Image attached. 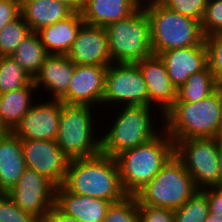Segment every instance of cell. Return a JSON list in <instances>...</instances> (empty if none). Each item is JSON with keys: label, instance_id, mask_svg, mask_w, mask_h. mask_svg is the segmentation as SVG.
<instances>
[{"label": "cell", "instance_id": "60d3db41", "mask_svg": "<svg viewBox=\"0 0 222 222\" xmlns=\"http://www.w3.org/2000/svg\"><path fill=\"white\" fill-rule=\"evenodd\" d=\"M168 0H141V5H164Z\"/></svg>", "mask_w": 222, "mask_h": 222}, {"label": "cell", "instance_id": "4fadbf2b", "mask_svg": "<svg viewBox=\"0 0 222 222\" xmlns=\"http://www.w3.org/2000/svg\"><path fill=\"white\" fill-rule=\"evenodd\" d=\"M106 71L107 67L97 65H75L68 90L59 100L65 104L96 107L101 111Z\"/></svg>", "mask_w": 222, "mask_h": 222}, {"label": "cell", "instance_id": "52a82bcc", "mask_svg": "<svg viewBox=\"0 0 222 222\" xmlns=\"http://www.w3.org/2000/svg\"><path fill=\"white\" fill-rule=\"evenodd\" d=\"M112 63H137L153 53L149 17L141 5L127 18L105 27Z\"/></svg>", "mask_w": 222, "mask_h": 222}, {"label": "cell", "instance_id": "7bdbcfd3", "mask_svg": "<svg viewBox=\"0 0 222 222\" xmlns=\"http://www.w3.org/2000/svg\"><path fill=\"white\" fill-rule=\"evenodd\" d=\"M10 130L7 128V126L2 122L0 117V138L6 136Z\"/></svg>", "mask_w": 222, "mask_h": 222}, {"label": "cell", "instance_id": "ffe728a7", "mask_svg": "<svg viewBox=\"0 0 222 222\" xmlns=\"http://www.w3.org/2000/svg\"><path fill=\"white\" fill-rule=\"evenodd\" d=\"M141 6V0H84L81 16L86 24L107 27L127 18Z\"/></svg>", "mask_w": 222, "mask_h": 222}, {"label": "cell", "instance_id": "8fae6325", "mask_svg": "<svg viewBox=\"0 0 222 222\" xmlns=\"http://www.w3.org/2000/svg\"><path fill=\"white\" fill-rule=\"evenodd\" d=\"M6 193L21 210L43 222L55 205L56 185L46 176L26 168Z\"/></svg>", "mask_w": 222, "mask_h": 222}, {"label": "cell", "instance_id": "1f68e13d", "mask_svg": "<svg viewBox=\"0 0 222 222\" xmlns=\"http://www.w3.org/2000/svg\"><path fill=\"white\" fill-rule=\"evenodd\" d=\"M0 222H40L35 216L21 210L5 192H0Z\"/></svg>", "mask_w": 222, "mask_h": 222}, {"label": "cell", "instance_id": "f35d334b", "mask_svg": "<svg viewBox=\"0 0 222 222\" xmlns=\"http://www.w3.org/2000/svg\"><path fill=\"white\" fill-rule=\"evenodd\" d=\"M67 7H69L73 12H81L84 0H56Z\"/></svg>", "mask_w": 222, "mask_h": 222}, {"label": "cell", "instance_id": "d6a6232c", "mask_svg": "<svg viewBox=\"0 0 222 222\" xmlns=\"http://www.w3.org/2000/svg\"><path fill=\"white\" fill-rule=\"evenodd\" d=\"M201 27L205 37L222 33V0H208Z\"/></svg>", "mask_w": 222, "mask_h": 222}, {"label": "cell", "instance_id": "d6986e66", "mask_svg": "<svg viewBox=\"0 0 222 222\" xmlns=\"http://www.w3.org/2000/svg\"><path fill=\"white\" fill-rule=\"evenodd\" d=\"M111 204L101 198L75 194L63 185L56 186L55 206L80 222H102Z\"/></svg>", "mask_w": 222, "mask_h": 222}, {"label": "cell", "instance_id": "277c9868", "mask_svg": "<svg viewBox=\"0 0 222 222\" xmlns=\"http://www.w3.org/2000/svg\"><path fill=\"white\" fill-rule=\"evenodd\" d=\"M174 155V141L164 129L148 142L118 154L115 158L125 193L135 196Z\"/></svg>", "mask_w": 222, "mask_h": 222}, {"label": "cell", "instance_id": "4316f807", "mask_svg": "<svg viewBox=\"0 0 222 222\" xmlns=\"http://www.w3.org/2000/svg\"><path fill=\"white\" fill-rule=\"evenodd\" d=\"M32 81L12 56H0V94L26 87Z\"/></svg>", "mask_w": 222, "mask_h": 222}, {"label": "cell", "instance_id": "3957f363", "mask_svg": "<svg viewBox=\"0 0 222 222\" xmlns=\"http://www.w3.org/2000/svg\"><path fill=\"white\" fill-rule=\"evenodd\" d=\"M163 119V129L174 142L216 138L222 124V91L218 87L199 102L175 101Z\"/></svg>", "mask_w": 222, "mask_h": 222}, {"label": "cell", "instance_id": "30bf717a", "mask_svg": "<svg viewBox=\"0 0 222 222\" xmlns=\"http://www.w3.org/2000/svg\"><path fill=\"white\" fill-rule=\"evenodd\" d=\"M175 156L192 176L198 190L218 187L219 162L216 138L177 140Z\"/></svg>", "mask_w": 222, "mask_h": 222}, {"label": "cell", "instance_id": "7402d4cb", "mask_svg": "<svg viewBox=\"0 0 222 222\" xmlns=\"http://www.w3.org/2000/svg\"><path fill=\"white\" fill-rule=\"evenodd\" d=\"M26 168L21 140L10 131L0 138V192L12 188Z\"/></svg>", "mask_w": 222, "mask_h": 222}, {"label": "cell", "instance_id": "74e56055", "mask_svg": "<svg viewBox=\"0 0 222 222\" xmlns=\"http://www.w3.org/2000/svg\"><path fill=\"white\" fill-rule=\"evenodd\" d=\"M43 222H80L73 217L65 215L55 205L48 212Z\"/></svg>", "mask_w": 222, "mask_h": 222}, {"label": "cell", "instance_id": "f546056e", "mask_svg": "<svg viewBox=\"0 0 222 222\" xmlns=\"http://www.w3.org/2000/svg\"><path fill=\"white\" fill-rule=\"evenodd\" d=\"M102 222H139V202L136 196L127 195L112 203Z\"/></svg>", "mask_w": 222, "mask_h": 222}, {"label": "cell", "instance_id": "9a60e30c", "mask_svg": "<svg viewBox=\"0 0 222 222\" xmlns=\"http://www.w3.org/2000/svg\"><path fill=\"white\" fill-rule=\"evenodd\" d=\"M149 98V106L164 115L177 99V88L168 76L167 69L159 55L152 54L138 61Z\"/></svg>", "mask_w": 222, "mask_h": 222}, {"label": "cell", "instance_id": "7c38bea8", "mask_svg": "<svg viewBox=\"0 0 222 222\" xmlns=\"http://www.w3.org/2000/svg\"><path fill=\"white\" fill-rule=\"evenodd\" d=\"M26 167L46 176L56 186L64 184L70 159L54 140H21Z\"/></svg>", "mask_w": 222, "mask_h": 222}, {"label": "cell", "instance_id": "ba28073f", "mask_svg": "<svg viewBox=\"0 0 222 222\" xmlns=\"http://www.w3.org/2000/svg\"><path fill=\"white\" fill-rule=\"evenodd\" d=\"M197 190L192 176L174 155L135 196L139 205L164 207L174 211Z\"/></svg>", "mask_w": 222, "mask_h": 222}, {"label": "cell", "instance_id": "8d00e7d4", "mask_svg": "<svg viewBox=\"0 0 222 222\" xmlns=\"http://www.w3.org/2000/svg\"><path fill=\"white\" fill-rule=\"evenodd\" d=\"M201 191L207 196L209 213L222 216V188L208 187Z\"/></svg>", "mask_w": 222, "mask_h": 222}, {"label": "cell", "instance_id": "9c48e42d", "mask_svg": "<svg viewBox=\"0 0 222 222\" xmlns=\"http://www.w3.org/2000/svg\"><path fill=\"white\" fill-rule=\"evenodd\" d=\"M133 105L149 106L148 92L141 70L136 63L110 64L105 77L102 116L105 115L103 109L107 112L108 107L112 109L114 106Z\"/></svg>", "mask_w": 222, "mask_h": 222}, {"label": "cell", "instance_id": "484cf974", "mask_svg": "<svg viewBox=\"0 0 222 222\" xmlns=\"http://www.w3.org/2000/svg\"><path fill=\"white\" fill-rule=\"evenodd\" d=\"M219 86L207 66L204 70L188 77L186 82L177 88L176 101L199 102L212 94Z\"/></svg>", "mask_w": 222, "mask_h": 222}, {"label": "cell", "instance_id": "d4e9b609", "mask_svg": "<svg viewBox=\"0 0 222 222\" xmlns=\"http://www.w3.org/2000/svg\"><path fill=\"white\" fill-rule=\"evenodd\" d=\"M49 54L41 43L37 32H30L19 43L11 55L16 63L32 78L39 73L42 64Z\"/></svg>", "mask_w": 222, "mask_h": 222}, {"label": "cell", "instance_id": "e575fe53", "mask_svg": "<svg viewBox=\"0 0 222 222\" xmlns=\"http://www.w3.org/2000/svg\"><path fill=\"white\" fill-rule=\"evenodd\" d=\"M139 222H175L174 211L164 207L139 205Z\"/></svg>", "mask_w": 222, "mask_h": 222}, {"label": "cell", "instance_id": "836d02e7", "mask_svg": "<svg viewBox=\"0 0 222 222\" xmlns=\"http://www.w3.org/2000/svg\"><path fill=\"white\" fill-rule=\"evenodd\" d=\"M208 0H168L164 6L183 16L202 21Z\"/></svg>", "mask_w": 222, "mask_h": 222}, {"label": "cell", "instance_id": "7a4b0ae2", "mask_svg": "<svg viewBox=\"0 0 222 222\" xmlns=\"http://www.w3.org/2000/svg\"><path fill=\"white\" fill-rule=\"evenodd\" d=\"M63 186L75 194L101 198L111 203L127 196L116 158L102 153L89 158L71 159Z\"/></svg>", "mask_w": 222, "mask_h": 222}, {"label": "cell", "instance_id": "f1b7e54d", "mask_svg": "<svg viewBox=\"0 0 222 222\" xmlns=\"http://www.w3.org/2000/svg\"><path fill=\"white\" fill-rule=\"evenodd\" d=\"M30 32L28 24L21 15L14 21L6 24L0 30V56H11L19 43Z\"/></svg>", "mask_w": 222, "mask_h": 222}, {"label": "cell", "instance_id": "ac0fdd59", "mask_svg": "<svg viewBox=\"0 0 222 222\" xmlns=\"http://www.w3.org/2000/svg\"><path fill=\"white\" fill-rule=\"evenodd\" d=\"M74 70L67 55L49 54L33 79L36 90L49 95L48 99L59 100L67 92Z\"/></svg>", "mask_w": 222, "mask_h": 222}, {"label": "cell", "instance_id": "cb8c5ba5", "mask_svg": "<svg viewBox=\"0 0 222 222\" xmlns=\"http://www.w3.org/2000/svg\"><path fill=\"white\" fill-rule=\"evenodd\" d=\"M34 81L28 86L0 94V117L10 131H13L21 122L36 100ZM35 94V95H34Z\"/></svg>", "mask_w": 222, "mask_h": 222}, {"label": "cell", "instance_id": "5b68a950", "mask_svg": "<svg viewBox=\"0 0 222 222\" xmlns=\"http://www.w3.org/2000/svg\"><path fill=\"white\" fill-rule=\"evenodd\" d=\"M97 110L99 109L87 105L63 103L55 142L70 160L89 158L101 153V134L96 133V130L100 132L102 128L98 127L100 120L96 118L102 116H96V112L101 114Z\"/></svg>", "mask_w": 222, "mask_h": 222}, {"label": "cell", "instance_id": "ab89813d", "mask_svg": "<svg viewBox=\"0 0 222 222\" xmlns=\"http://www.w3.org/2000/svg\"><path fill=\"white\" fill-rule=\"evenodd\" d=\"M218 162H219L218 188H222V142H218Z\"/></svg>", "mask_w": 222, "mask_h": 222}, {"label": "cell", "instance_id": "e0dca14e", "mask_svg": "<svg viewBox=\"0 0 222 222\" xmlns=\"http://www.w3.org/2000/svg\"><path fill=\"white\" fill-rule=\"evenodd\" d=\"M161 57L172 83L179 88L189 76L204 70L208 66L206 45L163 51Z\"/></svg>", "mask_w": 222, "mask_h": 222}, {"label": "cell", "instance_id": "44dd1931", "mask_svg": "<svg viewBox=\"0 0 222 222\" xmlns=\"http://www.w3.org/2000/svg\"><path fill=\"white\" fill-rule=\"evenodd\" d=\"M80 12H74L68 18L43 27L37 34L48 54L67 55L84 24Z\"/></svg>", "mask_w": 222, "mask_h": 222}, {"label": "cell", "instance_id": "83f0119b", "mask_svg": "<svg viewBox=\"0 0 222 222\" xmlns=\"http://www.w3.org/2000/svg\"><path fill=\"white\" fill-rule=\"evenodd\" d=\"M207 196L197 190L181 207L174 210L175 222H204L208 217Z\"/></svg>", "mask_w": 222, "mask_h": 222}, {"label": "cell", "instance_id": "603a6c76", "mask_svg": "<svg viewBox=\"0 0 222 222\" xmlns=\"http://www.w3.org/2000/svg\"><path fill=\"white\" fill-rule=\"evenodd\" d=\"M20 13L30 31L62 21L74 12L56 0H20Z\"/></svg>", "mask_w": 222, "mask_h": 222}, {"label": "cell", "instance_id": "6da1fadb", "mask_svg": "<svg viewBox=\"0 0 222 222\" xmlns=\"http://www.w3.org/2000/svg\"><path fill=\"white\" fill-rule=\"evenodd\" d=\"M108 110L110 113H117L112 115V113H108ZM109 114L111 115L110 119ZM104 117L108 118L104 120ZM104 117H101L103 119L101 121L103 129L100 132L101 153L112 157L148 142L164 128L163 115L156 108L148 105L114 107L107 109ZM107 120L110 121L108 125L103 123ZM157 120L160 121L157 122ZM104 126H107V129Z\"/></svg>", "mask_w": 222, "mask_h": 222}, {"label": "cell", "instance_id": "5bb4252c", "mask_svg": "<svg viewBox=\"0 0 222 222\" xmlns=\"http://www.w3.org/2000/svg\"><path fill=\"white\" fill-rule=\"evenodd\" d=\"M42 100V101H41ZM43 98L33 103L13 132L20 140H54L59 130L63 103L60 100Z\"/></svg>", "mask_w": 222, "mask_h": 222}, {"label": "cell", "instance_id": "2e32d148", "mask_svg": "<svg viewBox=\"0 0 222 222\" xmlns=\"http://www.w3.org/2000/svg\"><path fill=\"white\" fill-rule=\"evenodd\" d=\"M67 56L75 65L108 67L112 61L105 28L84 23Z\"/></svg>", "mask_w": 222, "mask_h": 222}, {"label": "cell", "instance_id": "ee69618b", "mask_svg": "<svg viewBox=\"0 0 222 222\" xmlns=\"http://www.w3.org/2000/svg\"><path fill=\"white\" fill-rule=\"evenodd\" d=\"M216 140L218 142H222V124L220 125V129H219V132H218V134L216 136Z\"/></svg>", "mask_w": 222, "mask_h": 222}, {"label": "cell", "instance_id": "4dcf8cb0", "mask_svg": "<svg viewBox=\"0 0 222 222\" xmlns=\"http://www.w3.org/2000/svg\"><path fill=\"white\" fill-rule=\"evenodd\" d=\"M208 50V66L217 85L222 84V33L205 37Z\"/></svg>", "mask_w": 222, "mask_h": 222}, {"label": "cell", "instance_id": "b9f144b4", "mask_svg": "<svg viewBox=\"0 0 222 222\" xmlns=\"http://www.w3.org/2000/svg\"><path fill=\"white\" fill-rule=\"evenodd\" d=\"M204 222H222V216L218 214L209 213Z\"/></svg>", "mask_w": 222, "mask_h": 222}, {"label": "cell", "instance_id": "8992f818", "mask_svg": "<svg viewBox=\"0 0 222 222\" xmlns=\"http://www.w3.org/2000/svg\"><path fill=\"white\" fill-rule=\"evenodd\" d=\"M150 21L153 53L206 45L201 22L169 10L164 5H143Z\"/></svg>", "mask_w": 222, "mask_h": 222}, {"label": "cell", "instance_id": "d590c367", "mask_svg": "<svg viewBox=\"0 0 222 222\" xmlns=\"http://www.w3.org/2000/svg\"><path fill=\"white\" fill-rule=\"evenodd\" d=\"M20 15V0H0V30Z\"/></svg>", "mask_w": 222, "mask_h": 222}]
</instances>
